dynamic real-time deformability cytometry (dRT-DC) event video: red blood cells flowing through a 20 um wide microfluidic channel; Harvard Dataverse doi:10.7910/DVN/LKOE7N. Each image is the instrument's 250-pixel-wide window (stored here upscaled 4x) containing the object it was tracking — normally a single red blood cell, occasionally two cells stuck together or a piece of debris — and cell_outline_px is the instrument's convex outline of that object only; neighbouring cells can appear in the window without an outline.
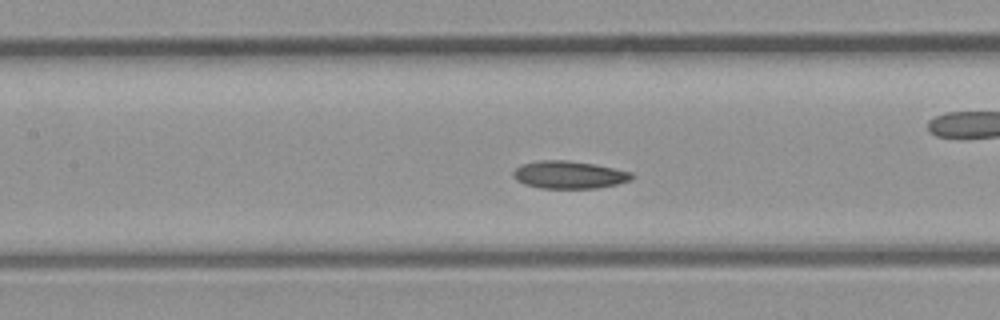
{"species": "common noctule bat (a hibernating species)", "species_latin": "Nyctalus noctula", "temperature_condition": "room temperature", "stored_images_in_passage": 39, "camera_frame_rate_fps": 3000, "um_per_image_px": 0.085, "animal": {"sex": "male", "body_mass_g": 23.1, "forearm_length_mm": 52.7}, "frame": {"image": 1, "passage_image": 17, "time_ms": 5.333, "image_size_px": [1000, 320], "cell_outline_px": [[636, 176], [632, 180], [616, 184], [596, 188], [540, 188], [524, 184], [516, 180], [512, 176], [512, 172], [520, 164], [540, 160], [568, 160], [596, 164], [632, 172]], "centroid_in_image_um": [48.37, 14.85], "position_along_channel_um": 159.0, "area_um2": 19.31}}